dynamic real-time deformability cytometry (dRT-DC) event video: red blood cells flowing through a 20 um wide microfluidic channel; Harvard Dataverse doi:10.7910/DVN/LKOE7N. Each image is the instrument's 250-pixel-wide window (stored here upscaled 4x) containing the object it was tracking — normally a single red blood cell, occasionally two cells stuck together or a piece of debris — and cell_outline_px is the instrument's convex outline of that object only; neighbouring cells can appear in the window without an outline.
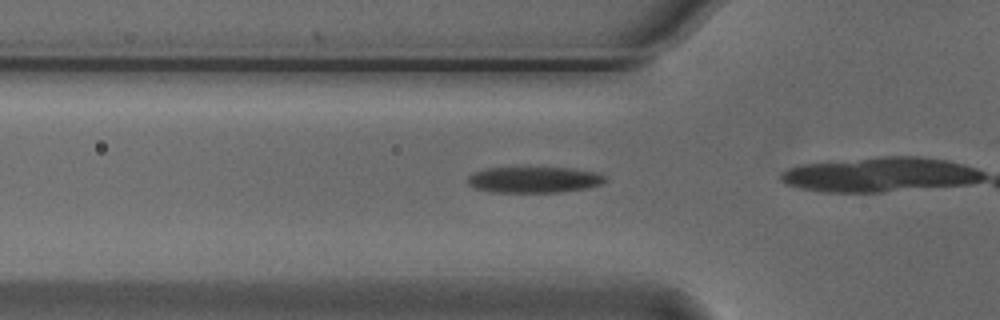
{"species": "Egyptian fruit bat (a non-hibernating species)", "species_latin": "Rousettus aegyptiacus", "temperature_condition": "cold", "stored_images_in_passage": 7, "camera_frame_rate_fps": 3000, "um_per_image_px": 0.085, "animal": {"sex": "male"}, "frame": {"image": 1, "passage_image": 3, "time_ms": 0.667, "image_size_px": [1000, 320], "cell_outline_px": [[608, 180], [600, 184], [584, 188], [560, 192], [492, 192], [476, 188], [468, 184], [468, 176], [472, 172], [484, 168], [572, 168], [596, 172], [604, 176]], "centroid_in_image_um": [45.36, 15.27], "position_along_channel_um": 80.4, "area_um2": 20.75}}
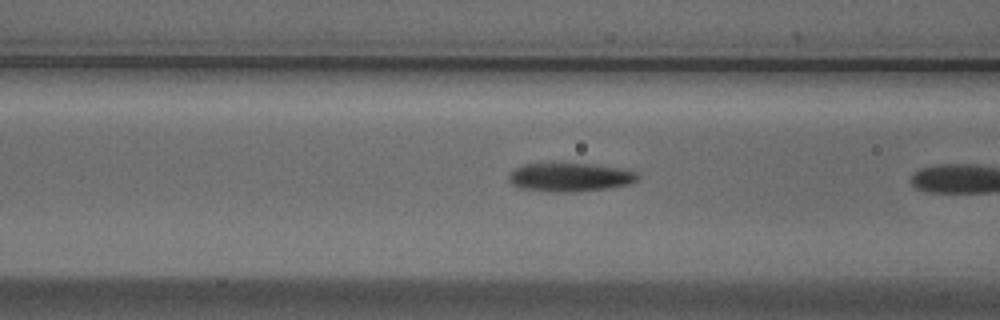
{"frame": {"image": 2, "passage_image": 6, "time_ms": 1.667, "image_size_px": [1000, 320], "cell_outline_px": [[640, 176], [636, 180], [628, 184], [604, 188], [572, 192], [552, 192], [520, 188], [512, 184], [508, 180], [508, 176], [516, 168], [524, 164], [592, 164], [620, 168], [636, 172]], "centroid_in_image_um": [48.42, 15.06], "position_along_channel_um": 118.2, "area_um2": 21.15}}